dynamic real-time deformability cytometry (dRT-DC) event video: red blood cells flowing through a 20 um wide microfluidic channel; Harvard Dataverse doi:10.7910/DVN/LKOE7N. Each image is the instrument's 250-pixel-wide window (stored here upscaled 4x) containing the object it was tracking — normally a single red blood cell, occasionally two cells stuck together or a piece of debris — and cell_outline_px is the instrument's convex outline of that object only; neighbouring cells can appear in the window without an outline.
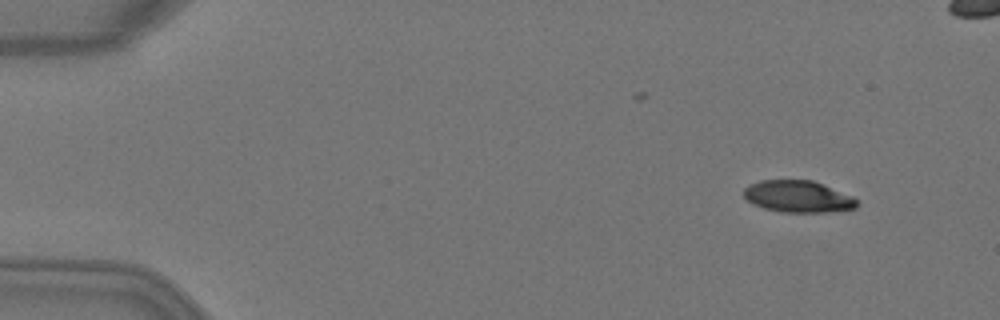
{"species": "Egyptian fruit bat (a non-hibernating species)", "species_latin": "Rousettus aegyptiacus", "temperature_condition": "warm", "stored_images_in_passage": 5, "camera_frame_rate_fps": 3000, "um_per_image_px": 0.085, "animal": {"sex": "female"}, "frame": {"image": 1, "passage_image": 1, "time_ms": 0.0, "image_size_px": [1000, 320], "cell_outline_px": [[860, 200], [856, 208], [828, 212], [780, 212], [764, 208], [752, 204], [744, 196], [744, 188], [760, 180], [812, 180], [824, 184], [852, 196]], "centroid_in_image_um": [67.86, 16.71], "position_along_channel_um": 17.1, "area_um2": 21.04}}